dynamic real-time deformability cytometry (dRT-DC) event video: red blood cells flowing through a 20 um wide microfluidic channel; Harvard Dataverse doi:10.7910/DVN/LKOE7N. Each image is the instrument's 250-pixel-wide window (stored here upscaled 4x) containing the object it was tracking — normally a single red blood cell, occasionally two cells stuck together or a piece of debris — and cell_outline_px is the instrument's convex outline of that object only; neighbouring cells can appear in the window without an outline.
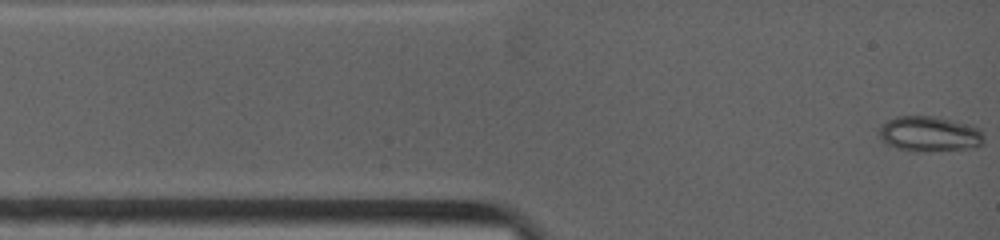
{"species": "common noctule bat (a hibernating species)", "species_latin": "Nyctalus noctula", "temperature_condition": "warm", "stored_images_in_passage": 68, "camera_frame_rate_fps": 4500, "um_per_image_px": 0.085, "animal": {"sex": "female", "body_mass_g": 19.0, "forearm_length_mm": 53.3}, "frame": {"image": 1, "passage_image": 1, "time_ms": 0.0, "image_size_px": [1000, 240], "cell_outline_px": [[984, 136], [980, 144], [964, 148], [916, 152], [912, 152], [896, 148], [888, 144], [880, 136], [876, 128], [880, 124], [896, 116], [932, 116], [972, 124], [980, 128], [984, 132]], "centroid_in_image_um": [78.96, 11.36], "position_along_channel_um": 6.0, "area_um2": 21.62}}
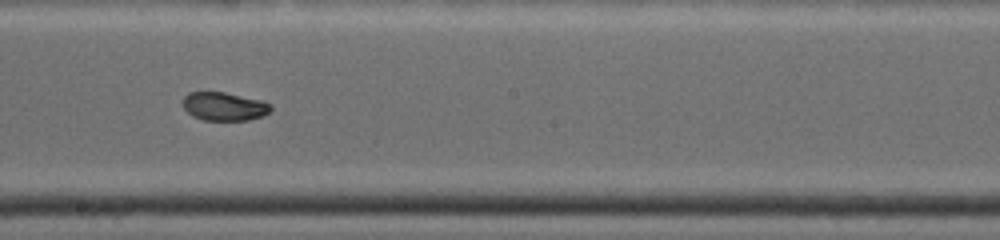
{"frame": {"image": 2, "passage_image": 43, "time_ms": 6.889, "image_size_px": [1000, 240], "cell_outline_px": [[272, 108], [264, 116], [248, 120], [204, 120], [192, 116], [184, 108], [184, 96], [188, 92], [224, 92], [264, 100], [272, 104]], "centroid_in_image_um": [19.1, 9.04], "position_along_channel_um": 229.1, "area_um2": 14.68}}
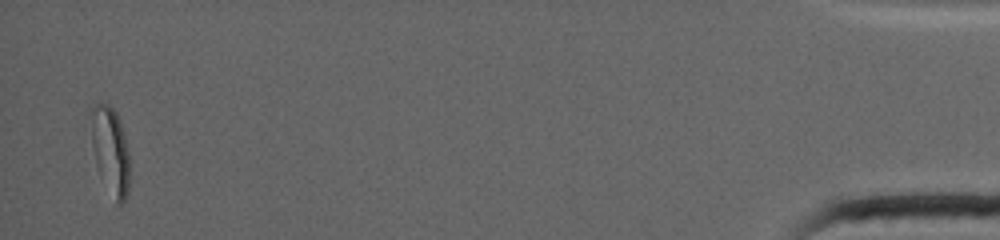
{"frame": {"image": 3, "passage_image": 68, "time_ms": 15.556, "image_size_px": [1000, 240], "cell_outline_px": [[128, 192], [124, 204], [116, 204], [100, 176], [96, 164], [92, 144], [88, 112], [88, 108], [96, 104], [108, 104], [116, 112], [120, 120], [128, 152]], "centroid_in_image_um": [9.34, 12.77], "position_along_channel_um": 425.9, "area_um2": 19.94}, "authors_computed_cell_mechanics": {"area_um2": 15.606, "velocity_mm_per_s": 3.913, "shape_relaxation_time_tau1_ms": null, "shape_relaxation_time_tau2_ms": 1.1279, "deformation_change_tau1": null, "deformation_change_tau2": 0.0418}}